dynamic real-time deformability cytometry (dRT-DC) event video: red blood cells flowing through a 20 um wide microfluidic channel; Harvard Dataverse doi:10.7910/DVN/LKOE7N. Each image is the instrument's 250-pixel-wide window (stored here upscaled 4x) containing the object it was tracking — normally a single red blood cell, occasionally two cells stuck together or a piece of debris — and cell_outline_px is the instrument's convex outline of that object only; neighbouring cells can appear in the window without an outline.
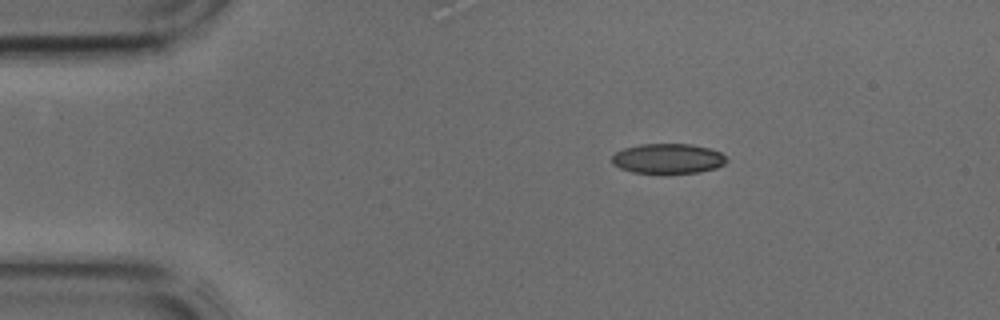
{"species": "common noctule bat (a hibernating species)", "species_latin": "Nyctalus noctula", "temperature_condition": "cold", "stored_images_in_passage": 10, "camera_frame_rate_fps": 3000, "um_per_image_px": 0.085, "animal": {"sex": "male", "body_mass_g": 17.9, "forearm_length_mm": 54.2}, "frame": {"image": 1, "passage_image": 1, "time_ms": 0.0, "image_size_px": [1000, 320], "cell_outline_px": [[728, 160], [724, 164], [716, 168], [700, 172], [664, 176], [632, 172], [620, 168], [612, 164], [612, 156], [616, 152], [624, 148], [640, 144], [692, 144], [708, 148], [720, 152]], "centroid_in_image_um": [56.76, 13.52], "position_along_channel_um": 28.2, "area_um2": 20.75}}